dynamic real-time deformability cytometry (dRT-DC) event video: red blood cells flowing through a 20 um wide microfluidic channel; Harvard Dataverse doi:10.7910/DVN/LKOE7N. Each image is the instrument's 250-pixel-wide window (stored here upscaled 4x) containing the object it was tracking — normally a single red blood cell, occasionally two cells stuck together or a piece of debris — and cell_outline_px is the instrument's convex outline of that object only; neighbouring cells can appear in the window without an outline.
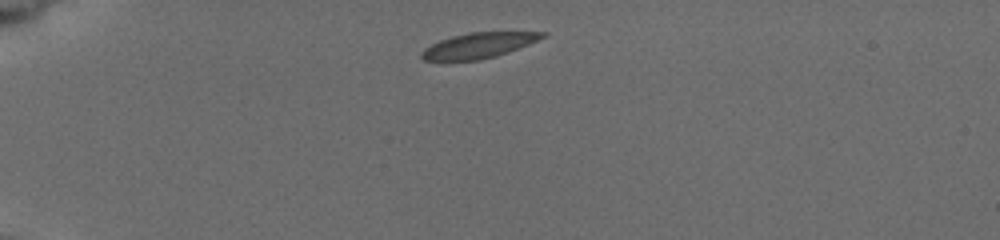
{"species": "common noctule bat (a hibernating species)", "species_latin": "Nyctalus noctula", "temperature_condition": "cold", "stored_images_in_passage": 2, "camera_frame_rate_fps": 3000, "um_per_image_px": 0.085, "animal": {"sex": "female", "body_mass_g": 19.5, "forearm_length_mm": 54.1}, "frame": {"image": 1, "passage_image": 1, "time_ms": 0.0, "image_size_px": [1000, 240], "cell_outline_px": [[548, 32], [544, 36], [528, 44], [496, 56], [480, 60], [424, 60], [420, 56], [420, 52], [424, 48], [440, 40], [452, 36], [472, 32]], "centroid_in_image_um": [40.63, 3.86], "position_along_channel_um": 44.4, "area_um2": 17.51}}